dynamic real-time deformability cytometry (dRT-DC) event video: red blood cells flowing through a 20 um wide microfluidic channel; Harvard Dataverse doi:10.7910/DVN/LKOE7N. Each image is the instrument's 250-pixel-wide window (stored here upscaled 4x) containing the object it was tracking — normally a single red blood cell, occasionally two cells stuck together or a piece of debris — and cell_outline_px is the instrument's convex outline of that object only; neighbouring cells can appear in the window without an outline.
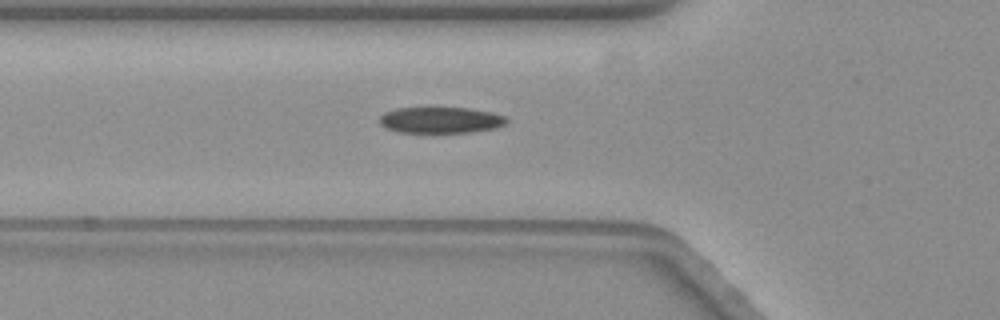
{"species": "common noctule bat (a hibernating species)", "species_latin": "Nyctalus noctula", "temperature_condition": "warm", "stored_images_in_passage": 41, "camera_frame_rate_fps": 3000, "um_per_image_px": 0.085, "animal": {"sex": "female", "body_mass_g": 19.3, "forearm_length_mm": 54.1}, "frame": {"image": 1, "passage_image": 10, "time_ms": 3.0, "image_size_px": [1000, 320], "cell_outline_px": [[508, 124], [496, 128], [472, 132], [400, 132], [384, 128], [380, 124], [380, 116], [384, 112], [396, 108], [468, 108], [492, 112], [504, 116], [508, 120]], "centroid_in_image_um": [37.47, 10.21], "position_along_channel_um": 88.3, "area_um2": 19.42}, "authors_computed_cell_mechanics": {"area_um2": 19.7676, "velocity_mm_per_s": 3.513, "shape_relaxation_time_tau1_ms": 6.4079, "shape_relaxation_time_tau2_ms": 5.1869, "deformation_change_tau1": 0.2049, "deformation_change_tau2": 0.1053}}